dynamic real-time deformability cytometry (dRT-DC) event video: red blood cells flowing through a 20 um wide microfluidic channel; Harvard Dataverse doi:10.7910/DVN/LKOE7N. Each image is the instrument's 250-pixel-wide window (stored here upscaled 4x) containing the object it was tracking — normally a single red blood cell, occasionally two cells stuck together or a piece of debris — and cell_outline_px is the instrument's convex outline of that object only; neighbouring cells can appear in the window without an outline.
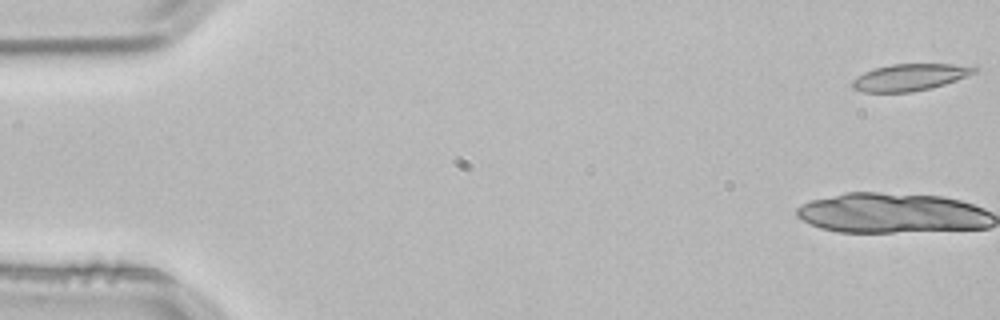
{"species": "common noctule bat (a hibernating species)", "species_latin": "Nyctalus noctula", "temperature_condition": "room temperature", "stored_images_in_passage": 5, "camera_frame_rate_fps": 3000, "um_per_image_px": 0.085, "animal": {"sex": "male", "body_mass_g": 21.5, "forearm_length_mm": 52.0}, "frame": {"image": 1, "passage_image": 1, "time_ms": 0.0, "image_size_px": [1000, 320], "cell_outline_px": [[980, 68], [976, 72], [956, 80], [932, 88], [912, 92], [864, 92], [852, 88], [852, 80], [864, 72], [872, 68], [892, 64], [952, 64]], "centroid_in_image_um": [77.3, 6.57], "position_along_channel_um": 7.7, "area_um2": 19.02}}
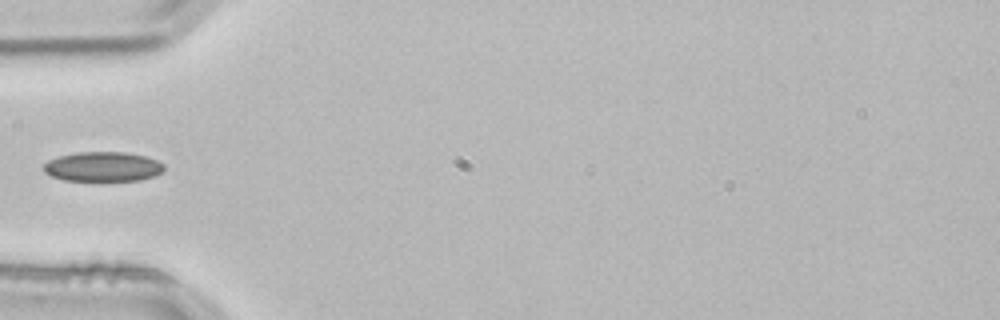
{"frame": {"image": 2, "passage_image": 5, "time_ms": 1.333, "image_size_px": [1000, 320], "cell_outline_px": [[164, 172], [156, 176], [140, 180], [64, 180], [52, 176], [44, 172], [44, 164], [48, 160], [60, 156], [80, 152], [124, 152], [144, 156], [156, 160], [164, 164]], "centroid_in_image_um": [8.78, 14.17], "position_along_channel_um": 76.2, "area_um2": 20.69}}